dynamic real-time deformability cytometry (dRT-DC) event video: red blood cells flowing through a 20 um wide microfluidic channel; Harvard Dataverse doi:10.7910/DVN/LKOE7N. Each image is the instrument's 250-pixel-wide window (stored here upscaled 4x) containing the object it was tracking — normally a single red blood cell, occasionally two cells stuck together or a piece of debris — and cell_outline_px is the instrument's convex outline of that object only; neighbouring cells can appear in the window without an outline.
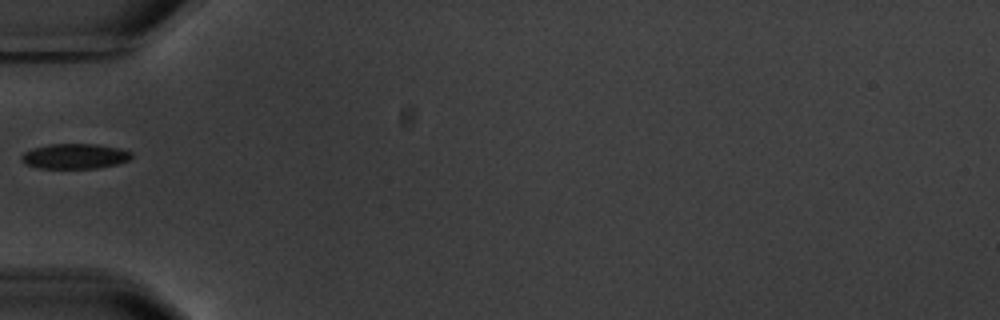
{"species": "common noctule bat (a hibernating species)", "species_latin": "Nyctalus noctula", "temperature_condition": "warm", "stored_images_in_passage": 4, "segment_of_instrument_passage": [2, 2], "camera_frame_rate_fps": 3000, "um_per_image_px": 0.085, "animal": {"sex": "male", "body_mass_g": 20.1, "forearm_length_mm": 53.5}, "frame": {"image": 1, "passage_image": 3, "time_ms": 2.333, "image_size_px": [1000, 320], "cell_outline_px": [[132, 156], [128, 160], [116, 164], [100, 168], [40, 168], [28, 164], [20, 160], [20, 156], [24, 152], [32, 148], [52, 144], [96, 144], [120, 148], [132, 152]], "centroid_in_image_um": [6.37, 13.27], "position_along_channel_um": 78.6, "area_um2": 16.07}}
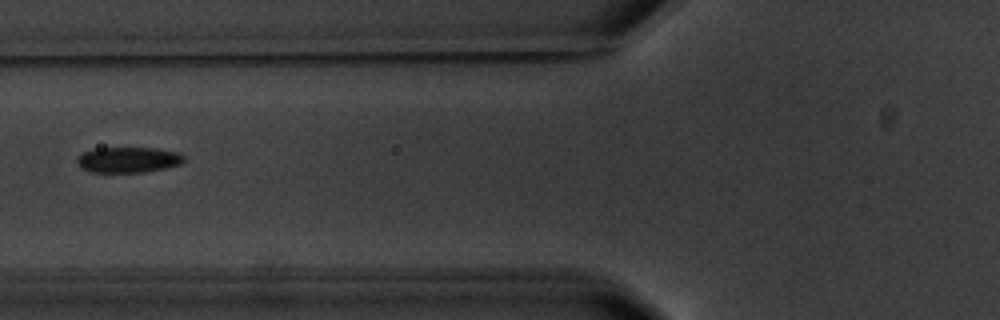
{"frame": {"image": 2, "passage_image": 4, "time_ms": 3.333, "image_size_px": [1000, 320], "cell_outline_px": [[184, 160], [180, 164], [164, 168], [144, 172], [88, 172], [80, 168], [76, 160], [76, 156], [84, 152], [96, 148], [156, 148], [180, 152], [184, 156]], "centroid_in_image_um": [10.87, 13.58], "position_along_channel_um": 114.9, "area_um2": 16.07}}